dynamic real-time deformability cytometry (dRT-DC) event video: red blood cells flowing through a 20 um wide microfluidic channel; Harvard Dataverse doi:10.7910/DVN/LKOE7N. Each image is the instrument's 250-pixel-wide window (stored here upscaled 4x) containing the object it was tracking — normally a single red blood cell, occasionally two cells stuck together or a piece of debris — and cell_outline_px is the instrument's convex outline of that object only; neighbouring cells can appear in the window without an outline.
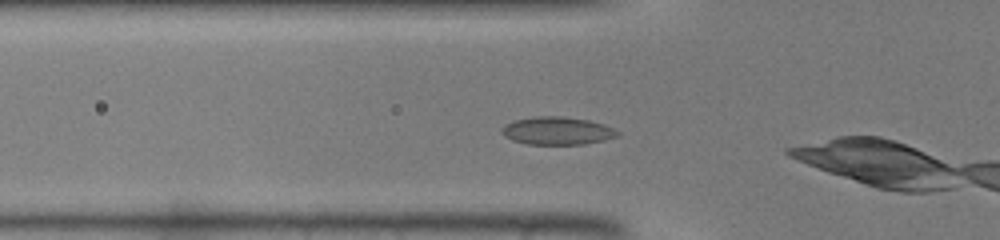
{"species": "common noctule bat (a hibernating species)", "species_latin": "Nyctalus noctula", "temperature_condition": "warm", "stored_images_in_passage": 34, "camera_frame_rate_fps": 3000, "um_per_image_px": 0.085, "animal": {"sex": "male", "body_mass_g": 19.0, "forearm_length_mm": 50.8}, "frame": {"image": 1, "passage_image": 4, "time_ms": 1.0, "image_size_px": [1000, 240], "cell_outline_px": [[620, 136], [604, 140], [584, 144], [528, 144], [512, 140], [504, 136], [500, 132], [500, 128], [504, 124], [512, 120], [536, 116], [560, 116], [588, 120], [604, 124], [620, 132]], "centroid_in_image_um": [47.33, 11.11], "position_along_channel_um": 78.5, "area_um2": 18.96}}
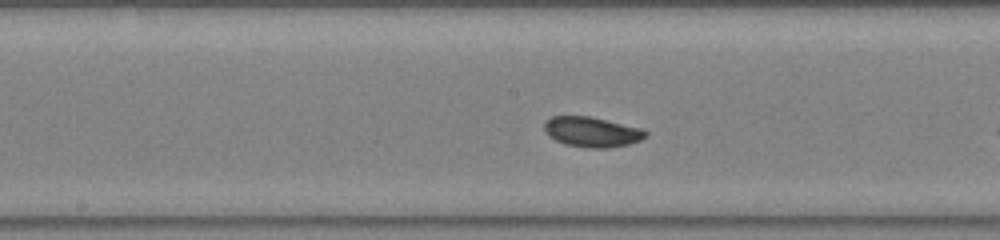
{"frame": {"image": 2, "passage_image": 12, "time_ms": 3.667, "image_size_px": [1000, 240], "cell_outline_px": [[648, 136], [640, 140], [628, 144], [608, 148], [588, 148], [564, 144], [548, 136], [544, 128], [544, 120], [552, 116], [592, 116], [644, 128], [648, 132]], "centroid_in_image_um": [50.34, 11.2], "position_along_channel_um": 197.9, "area_um2": 18.15}}
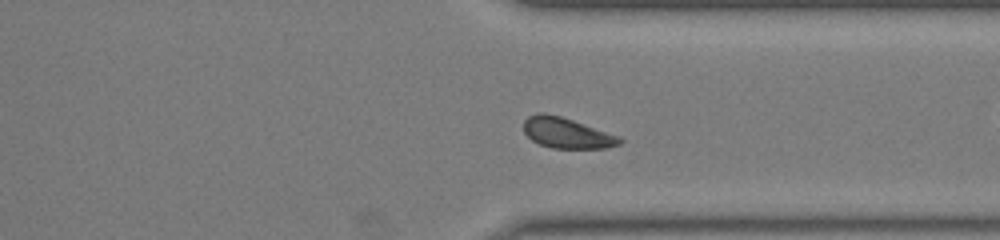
{"frame": {"image": 3, "passage_image": 23, "time_ms": 7.333, "image_size_px": [1000, 240], "cell_outline_px": [[624, 140], [620, 144], [608, 148], [552, 148], [540, 144], [532, 140], [524, 132], [524, 120], [528, 116], [536, 112], [544, 112], [560, 116], [620, 136]], "centroid_in_image_um": [48.18, 11.3], "position_along_channel_um": 363.2, "area_um2": 17.11}}